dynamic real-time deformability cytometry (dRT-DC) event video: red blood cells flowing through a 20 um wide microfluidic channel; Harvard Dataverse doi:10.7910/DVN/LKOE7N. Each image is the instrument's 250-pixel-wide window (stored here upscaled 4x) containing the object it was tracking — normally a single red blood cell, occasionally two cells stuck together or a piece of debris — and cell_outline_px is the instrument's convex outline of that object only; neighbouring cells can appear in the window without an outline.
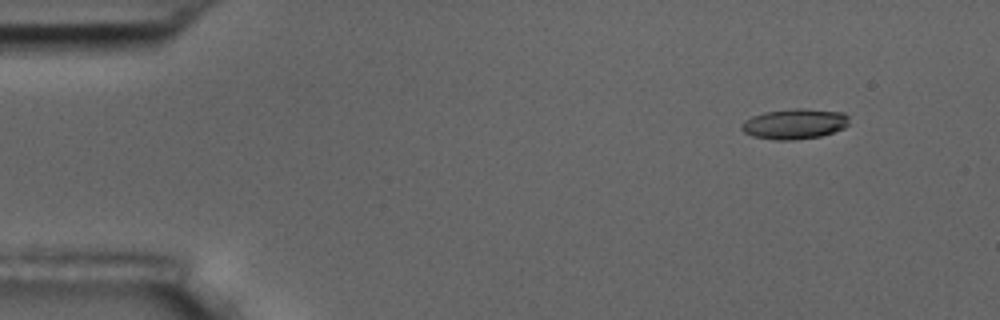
{"species": "common noctule bat (a hibernating species)", "species_latin": "Nyctalus noctula", "temperature_condition": "room temperature", "stored_images_in_passage": 5, "camera_frame_rate_fps": 3000, "um_per_image_px": 0.085, "animal": {"sex": "male", "body_mass_g": 17.5, "forearm_length_mm": 52.3}, "frame": {"image": 1, "passage_image": 2, "time_ms": 1.333, "image_size_px": [1000, 320], "cell_outline_px": [[848, 124], [844, 128], [820, 136], [792, 140], [776, 140], [752, 136], [744, 132], [740, 128], [740, 124], [744, 120], [752, 116], [764, 112], [792, 108], [804, 108], [844, 112], [848, 116]], "centroid_in_image_um": [67.51, 10.52], "position_along_channel_um": 17.5, "area_um2": 19.13}}
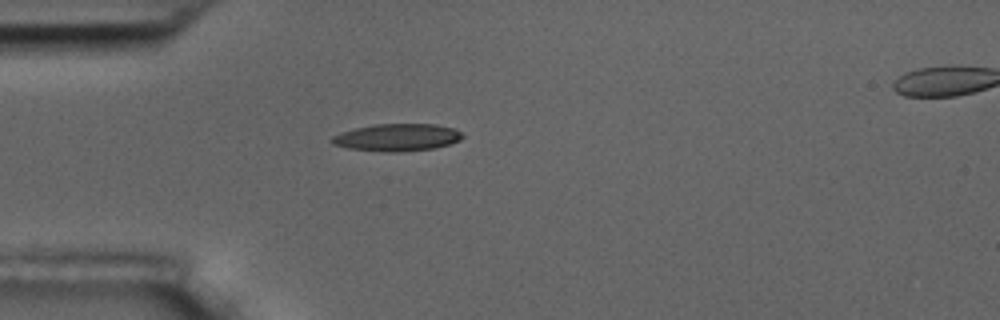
{"frame": {"image": 2, "passage_image": 4, "time_ms": 4.667, "image_size_px": [1000, 320], "cell_outline_px": [[464, 136], [460, 140], [448, 144], [432, 148], [396, 152], [384, 152], [348, 148], [332, 144], [328, 140], [332, 136], [340, 132], [372, 124], [436, 124], [456, 128]], "centroid_in_image_um": [33.72, 11.67], "position_along_channel_um": 51.3, "area_um2": 20.87}}